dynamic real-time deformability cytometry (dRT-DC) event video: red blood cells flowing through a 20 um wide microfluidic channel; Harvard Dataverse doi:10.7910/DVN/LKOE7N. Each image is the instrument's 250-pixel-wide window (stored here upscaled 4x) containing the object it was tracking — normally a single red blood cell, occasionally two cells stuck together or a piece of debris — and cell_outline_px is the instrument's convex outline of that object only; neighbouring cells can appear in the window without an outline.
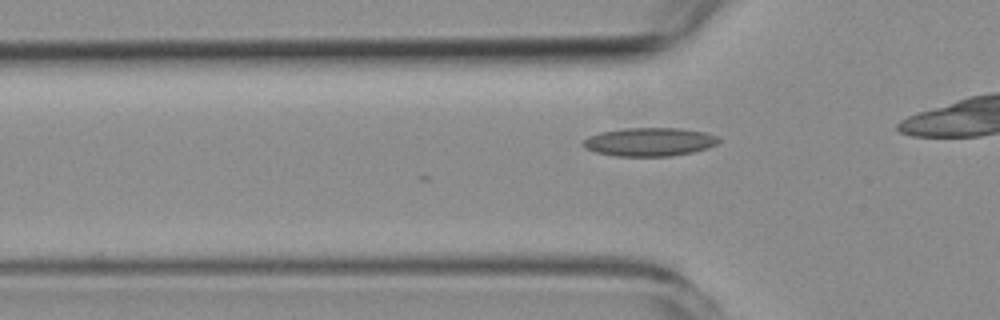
{"species": "common noctule bat (a hibernating species)", "species_latin": "Nyctalus noctula", "temperature_condition": "room temperature", "stored_images_in_passage": 9, "camera_frame_rate_fps": 3000, "um_per_image_px": 0.085, "animal": {"sex": "female", "body_mass_g": 19.3, "forearm_length_mm": 54.1}, "frame": {"image": 1, "passage_image": 3, "time_ms": 0.667, "image_size_px": [1000, 320], "cell_outline_px": [[720, 140], [716, 144], [708, 148], [692, 152], [672, 156], [616, 156], [596, 152], [584, 148], [580, 144], [588, 136], [600, 132], [624, 128], [680, 128], [704, 132], [716, 136]], "centroid_in_image_um": [55.17, 12.06], "position_along_channel_um": 70.6, "area_um2": 22.54}}
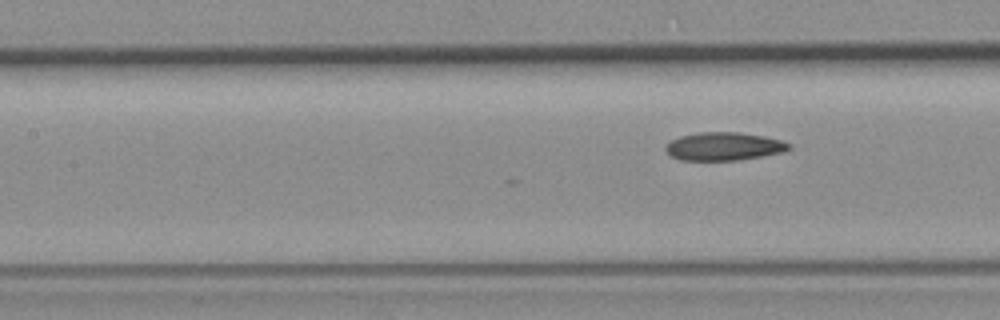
{"frame": {"image": 2, "passage_image": 9, "time_ms": 2.667, "image_size_px": [1000, 320], "cell_outline_px": [[792, 148], [784, 152], [736, 160], [680, 160], [672, 156], [664, 148], [672, 140], [680, 136], [700, 132], [736, 132], [764, 136], [780, 140], [792, 144]], "centroid_in_image_um": [61.56, 12.44], "position_along_channel_um": 145.8, "area_um2": 20.06}}